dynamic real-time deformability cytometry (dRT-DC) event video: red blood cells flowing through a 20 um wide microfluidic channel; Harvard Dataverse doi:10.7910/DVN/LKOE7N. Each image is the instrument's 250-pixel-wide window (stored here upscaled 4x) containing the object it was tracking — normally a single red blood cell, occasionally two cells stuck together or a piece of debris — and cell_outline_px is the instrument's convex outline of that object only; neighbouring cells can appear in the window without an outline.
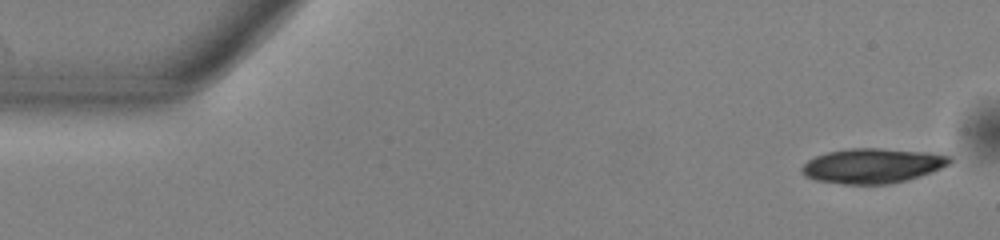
{"species": "common noctule bat (a hibernating species)", "species_latin": "Nyctalus noctula", "temperature_condition": "warm", "stored_images_in_passage": 30, "camera_frame_rate_fps": 3000, "um_per_image_px": 0.085, "animal": {"sex": "male", "body_mass_g": 13.0, "forearm_length_mm": 53.1}, "frame": {"image": 1, "passage_image": 1, "time_ms": 0.0, "image_size_px": [1000, 240], "cell_outline_px": [[952, 160], [948, 164], [940, 168], [920, 176], [908, 180], [888, 184], [844, 184], [816, 180], [804, 176], [800, 172], [800, 168], [808, 160], [816, 156], [828, 152], [848, 148], [880, 148], [928, 152], [952, 156]], "centroid_in_image_um": [74.14, 14.09], "position_along_channel_um": 10.9, "area_um2": 30.06}}
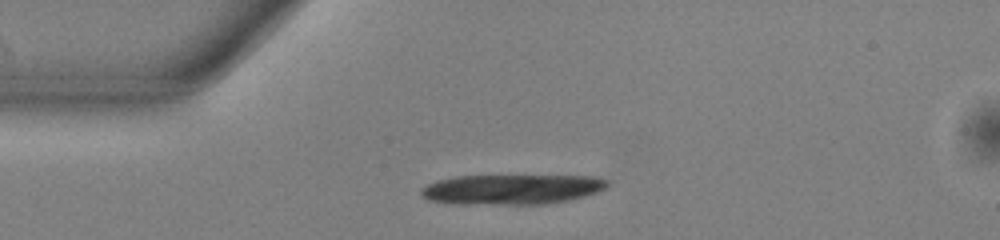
{"frame": {"image": 2, "passage_image": 11, "time_ms": 3.333, "image_size_px": [1000, 240], "cell_outline_px": [[608, 188], [584, 196], [568, 200], [544, 204], [448, 204], [428, 200], [420, 196], [420, 188], [436, 180], [456, 176], [596, 176], [608, 180]], "centroid_in_image_um": [43.45, 16.1], "position_along_channel_um": 41.6, "area_um2": 32.89}}
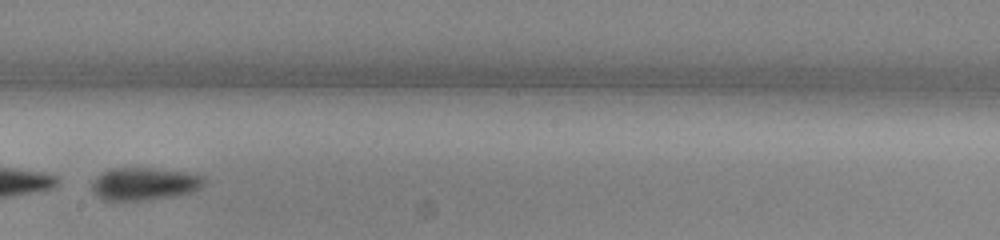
{"frame": {"image": 3, "passage_image": 28, "time_ms": 9.0, "image_size_px": [1000, 240], "cell_outline_px": [[208, 180], [196, 192], [172, 196], [144, 200], [104, 200], [96, 196], [92, 192], [92, 184], [96, 176], [104, 172], [116, 168], [144, 168], [184, 172], [204, 176]], "centroid_in_image_um": [12.3, 15.64], "position_along_channel_um": 235.9, "area_um2": 21.27}}